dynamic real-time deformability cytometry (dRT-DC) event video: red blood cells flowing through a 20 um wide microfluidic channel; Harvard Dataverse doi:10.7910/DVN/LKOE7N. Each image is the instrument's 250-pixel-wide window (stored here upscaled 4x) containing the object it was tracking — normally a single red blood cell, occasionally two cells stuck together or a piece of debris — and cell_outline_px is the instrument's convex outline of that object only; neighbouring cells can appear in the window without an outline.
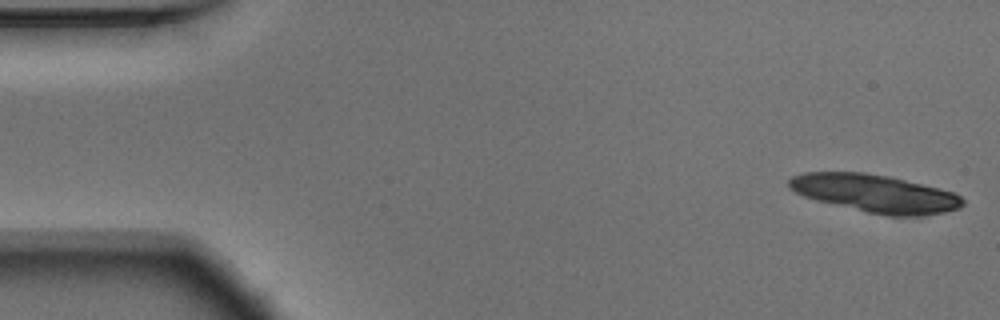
{"species": "Egyptian fruit bat (a non-hibernating species)", "species_latin": "Rousettus aegyptiacus", "temperature_condition": "warm", "stored_images_in_passage": 14, "camera_frame_rate_fps": 3000, "um_per_image_px": 0.085, "animal": {"sex": "male"}, "frame": {"image": 1, "passage_image": 1, "time_ms": 0.0, "image_size_px": [1000, 320], "cell_outline_px": [[964, 204], [956, 208], [944, 212], [920, 216], [888, 216], [868, 212], [804, 196], [788, 188], [788, 180], [792, 176], [804, 172], [864, 172], [888, 176], [956, 192], [964, 200]], "centroid_in_image_um": [74.4, 16.43], "position_along_channel_um": 10.6, "area_um2": 37.92}}